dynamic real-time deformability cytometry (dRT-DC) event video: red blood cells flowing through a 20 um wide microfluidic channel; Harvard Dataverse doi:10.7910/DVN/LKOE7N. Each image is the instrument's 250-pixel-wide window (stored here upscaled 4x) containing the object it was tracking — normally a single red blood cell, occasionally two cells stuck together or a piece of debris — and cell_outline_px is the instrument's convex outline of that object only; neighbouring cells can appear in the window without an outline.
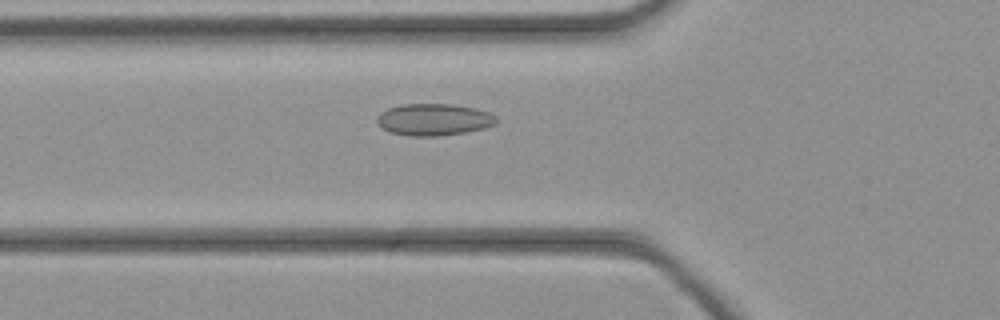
{"species": "common noctule bat (a hibernating species)", "species_latin": "Nyctalus noctula", "temperature_condition": "cold", "stored_images_in_passage": 36, "camera_frame_rate_fps": 3000, "um_per_image_px": 0.085, "animal": {"sex": "female", "body_mass_g": 21.9}, "frame": {"image": 1, "passage_image": 7, "time_ms": 2.0, "image_size_px": [1000, 320], "cell_outline_px": [[500, 120], [496, 124], [484, 128], [468, 132], [436, 136], [408, 136], [392, 132], [376, 124], [376, 116], [380, 112], [388, 108], [400, 104], [452, 104], [472, 108], [488, 112], [496, 116]], "centroid_in_image_um": [36.87, 10.16], "position_along_channel_um": 88.9, "area_um2": 22.31}}
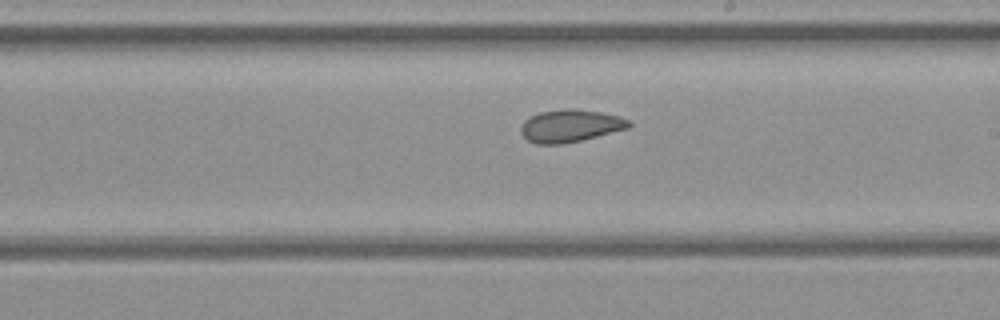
{"frame": {"image": 2, "passage_image": 17, "time_ms": 5.333, "image_size_px": [1000, 320], "cell_outline_px": [[632, 124], [628, 128], [564, 144], [536, 144], [528, 140], [520, 132], [520, 128], [524, 120], [540, 112], [564, 108], [600, 112], [620, 116], [628, 120]], "centroid_in_image_um": [48.45, 10.7], "position_along_channel_um": 240.6, "area_um2": 20.23}}
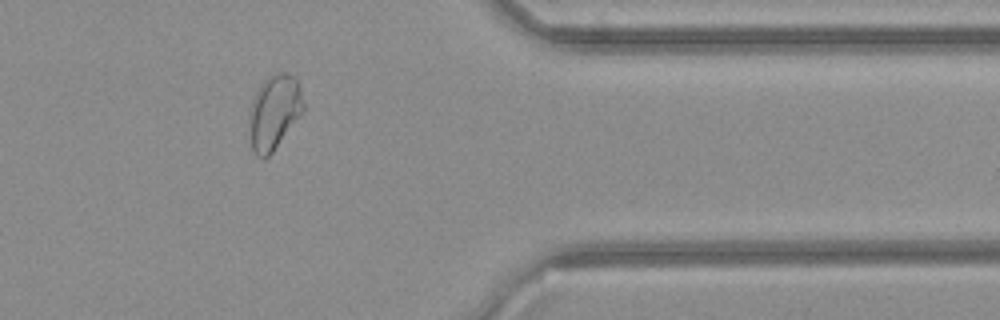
{"frame": {"image": 3, "passage_image": 28, "time_ms": 9.0, "image_size_px": [1000, 320], "cell_outline_px": [[304, 112], [272, 152], [264, 160], [256, 156], [252, 148], [248, 112], [252, 100], [260, 84], [268, 76], [276, 72], [284, 72], [296, 76], [300, 88], [304, 104]], "centroid_in_image_um": [23.31, 9.51], "position_along_channel_um": 388.1, "area_um2": 23.81}}